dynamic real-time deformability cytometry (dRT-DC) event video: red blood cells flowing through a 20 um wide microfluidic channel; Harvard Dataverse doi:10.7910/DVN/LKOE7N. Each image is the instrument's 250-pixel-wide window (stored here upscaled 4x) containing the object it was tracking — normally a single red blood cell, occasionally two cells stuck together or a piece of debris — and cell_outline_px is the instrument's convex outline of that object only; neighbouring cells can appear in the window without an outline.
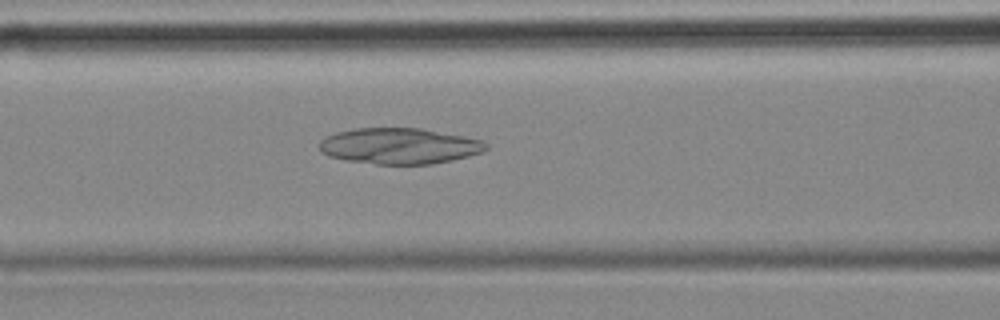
{"species": "common noctule bat (a hibernating species)", "species_latin": "Nyctalus noctula", "temperature_condition": "cold", "stored_images_in_passage": 55, "camera_frame_rate_fps": 3000, "um_per_image_px": 0.085, "animal": {"sex": "female", "body_mass_g": 18.4}, "frame": {"image": 1, "passage_image": 22, "time_ms": 7.0, "image_size_px": [1000, 320], "cell_outline_px": [[488, 148], [484, 152], [452, 160], [432, 164], [376, 164], [344, 160], [328, 156], [320, 152], [320, 140], [324, 136], [336, 132], [356, 128], [420, 128], [464, 136], [484, 140], [488, 144]], "centroid_in_image_um": [33.94, 12.41], "position_along_channel_um": 132.7, "area_um2": 35.2}}
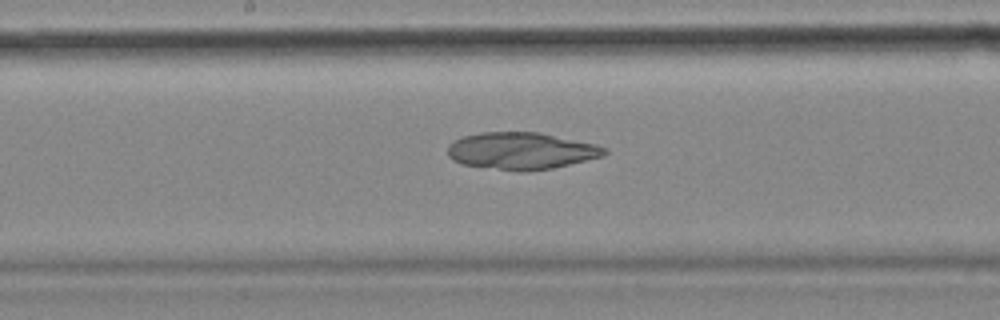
{"frame": {"image": 2, "passage_image": 28, "time_ms": 9.0, "image_size_px": [1000, 320], "cell_outline_px": [[608, 152], [604, 156], [552, 168], [500, 168], [460, 164], [452, 160], [448, 156], [448, 144], [464, 136], [480, 132], [540, 132], [596, 144], [608, 148]], "centroid_in_image_um": [44.33, 12.77], "position_along_channel_um": 203.9, "area_um2": 32.95}}
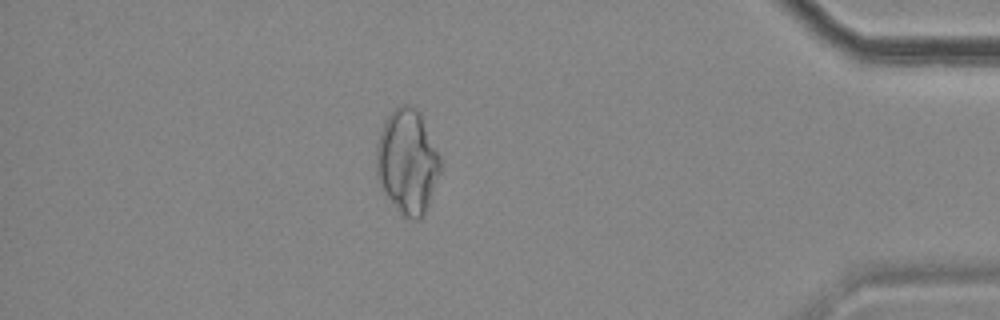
{"frame": {"image": 3, "passage_image": 48, "time_ms": 15.667, "image_size_px": [1000, 320], "cell_outline_px": [[440, 172], [424, 216], [420, 220], [416, 220], [400, 216], [384, 192], [376, 176], [376, 144], [384, 120], [400, 104], [408, 104], [416, 108], [420, 112], [440, 156]], "centroid_in_image_um": [34.61, 13.76], "position_along_channel_um": 400.6, "area_um2": 39.25}}